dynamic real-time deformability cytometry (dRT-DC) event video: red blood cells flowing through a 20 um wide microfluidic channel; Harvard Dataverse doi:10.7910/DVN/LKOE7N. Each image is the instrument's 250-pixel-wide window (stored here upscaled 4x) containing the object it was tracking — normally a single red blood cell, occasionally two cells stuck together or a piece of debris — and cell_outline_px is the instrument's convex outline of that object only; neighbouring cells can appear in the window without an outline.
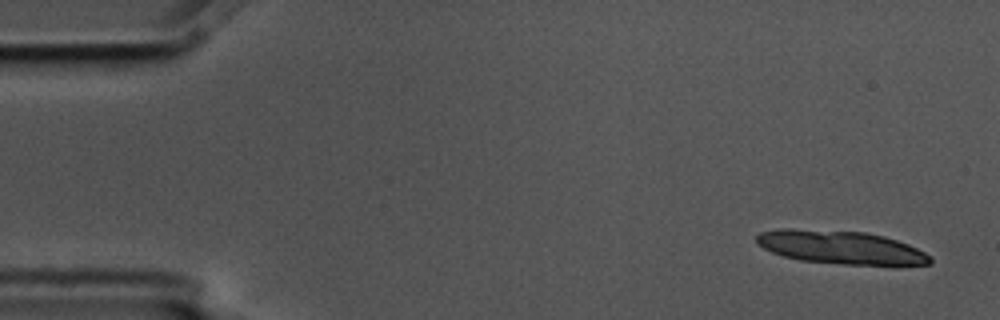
{"species": "common noctule bat (a hibernating species)", "species_latin": "Nyctalus noctula", "temperature_condition": "cold", "stored_images_in_passage": 6, "camera_frame_rate_fps": 3000, "um_per_image_px": 0.085, "animal": {"sex": "male", "body_mass_g": 17.5, "forearm_length_mm": 52.3}, "frame": {"image": 1, "passage_image": 1, "time_ms": 0.0, "image_size_px": [1000, 320], "cell_outline_px": [[932, 264], [896, 268], [844, 264], [800, 260], [784, 256], [772, 252], [756, 244], [756, 236], [760, 232], [780, 228], [788, 228], [864, 232], [884, 236], [908, 244], [932, 256]], "centroid_in_image_um": [71.57, 21.06], "position_along_channel_um": 13.4, "area_um2": 34.68}}
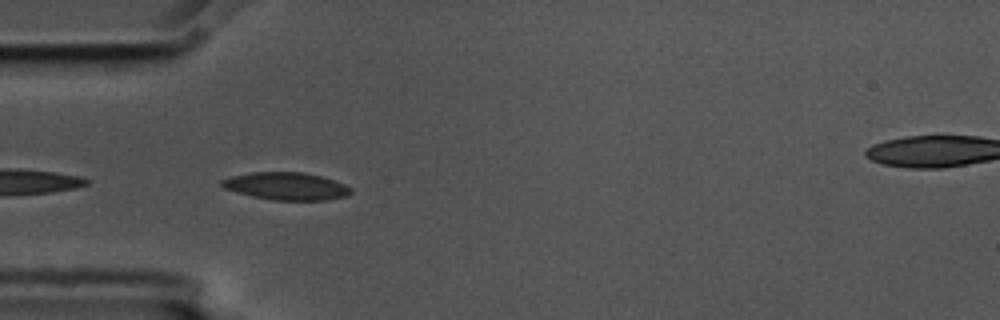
{"frame": {"image": 2, "passage_image": 5, "time_ms": 1.333, "image_size_px": [1000, 320], "cell_outline_px": [[352, 192], [348, 196], [324, 200], [272, 200], [252, 196], [236, 192], [224, 188], [220, 184], [220, 180], [232, 176], [252, 172], [304, 172], [320, 176], [344, 184], [352, 188]], "centroid_in_image_um": [24.33, 15.82], "position_along_channel_um": 60.7, "area_um2": 20.69}}